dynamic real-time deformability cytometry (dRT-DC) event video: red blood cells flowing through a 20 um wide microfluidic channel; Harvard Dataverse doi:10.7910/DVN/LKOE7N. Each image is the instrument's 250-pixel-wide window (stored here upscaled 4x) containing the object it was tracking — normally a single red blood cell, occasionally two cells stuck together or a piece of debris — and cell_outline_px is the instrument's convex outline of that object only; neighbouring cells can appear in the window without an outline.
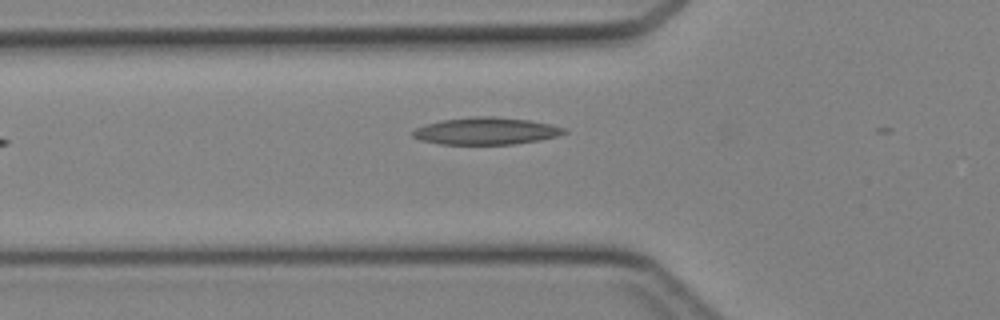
{"species": "Egyptian fruit bat (a non-hibernating species)", "species_latin": "Rousettus aegyptiacus", "temperature_condition": "cold", "stored_images_in_passage": 9, "camera_frame_rate_fps": 3000, "um_per_image_px": 0.085, "animal": {"sex": "female"}, "frame": {"image": 1, "passage_image": 2, "time_ms": 0.333, "image_size_px": [1000, 320], "cell_outline_px": [[568, 132], [556, 136], [540, 140], [512, 144], [440, 144], [420, 140], [412, 136], [412, 132], [416, 128], [424, 124], [440, 120], [476, 116], [492, 116], [528, 120], [568, 128]], "centroid_in_image_um": [41.3, 11.13], "position_along_channel_um": 84.5, "area_um2": 23.93}}
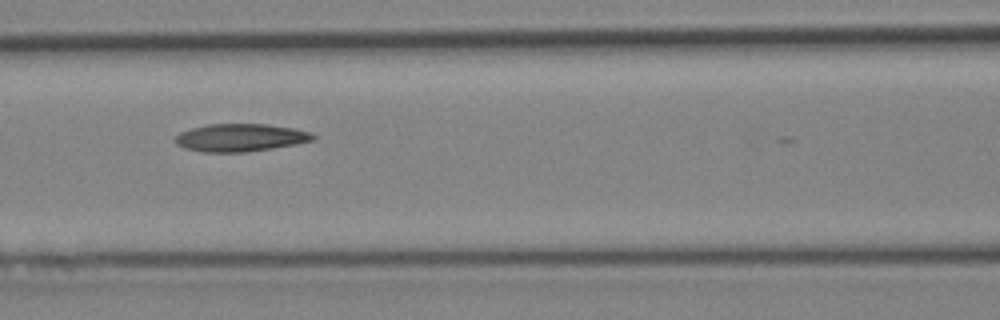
{"frame": {"image": 2, "passage_image": 6, "time_ms": 1.667, "image_size_px": [1000, 320], "cell_outline_px": [[316, 140], [296, 144], [248, 152], [204, 152], [184, 148], [176, 144], [176, 136], [180, 132], [192, 128], [208, 124], [268, 124], [296, 128], [312, 132], [316, 136]], "centroid_in_image_um": [20.49, 11.69], "position_along_channel_um": 146.1, "area_um2": 22.43}}
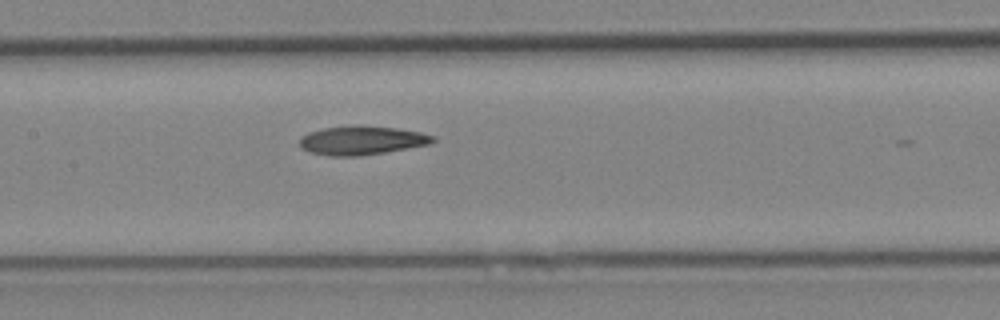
{"frame": {"image": 3, "passage_image": 8, "time_ms": 2.333, "image_size_px": [1000, 320], "cell_outline_px": [[436, 140], [432, 144], [360, 156], [328, 156], [312, 152], [300, 148], [300, 136], [308, 132], [324, 128], [396, 128], [420, 132], [436, 136]], "centroid_in_image_um": [30.77, 11.98], "position_along_channel_um": 176.6, "area_um2": 21.62}}